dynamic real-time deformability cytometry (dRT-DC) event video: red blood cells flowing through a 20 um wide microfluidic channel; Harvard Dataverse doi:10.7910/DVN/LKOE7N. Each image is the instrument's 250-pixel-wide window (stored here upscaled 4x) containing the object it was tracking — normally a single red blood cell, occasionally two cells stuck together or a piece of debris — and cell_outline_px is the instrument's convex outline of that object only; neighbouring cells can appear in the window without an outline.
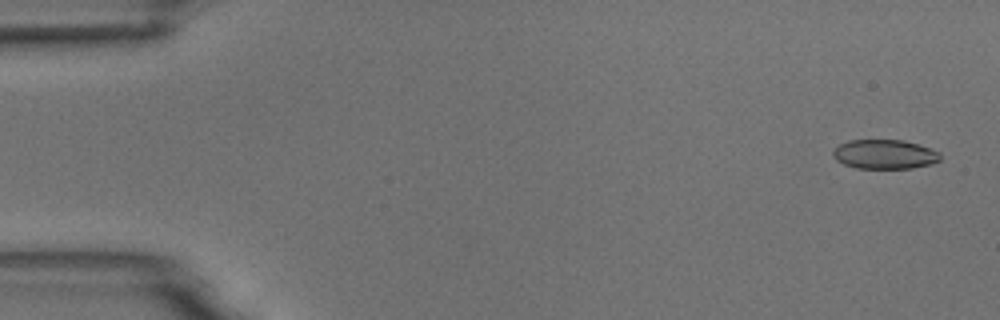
{"species": "common noctule bat (a hibernating species)", "species_latin": "Nyctalus noctula", "temperature_condition": "room temperature", "stored_images_in_passage": 55, "camera_frame_rate_fps": 3000, "um_per_image_px": 0.085, "animal": {"sex": "male", "body_mass_g": 18.8}, "frame": {"image": 1, "passage_image": 2, "time_ms": 0.333, "image_size_px": [1000, 320], "cell_outline_px": [[940, 160], [928, 164], [912, 168], [856, 168], [844, 164], [836, 160], [832, 156], [832, 152], [840, 144], [848, 140], [904, 140], [940, 152]], "centroid_in_image_um": [75.15, 13.11], "position_along_channel_um": 9.8, "area_um2": 18.15}}
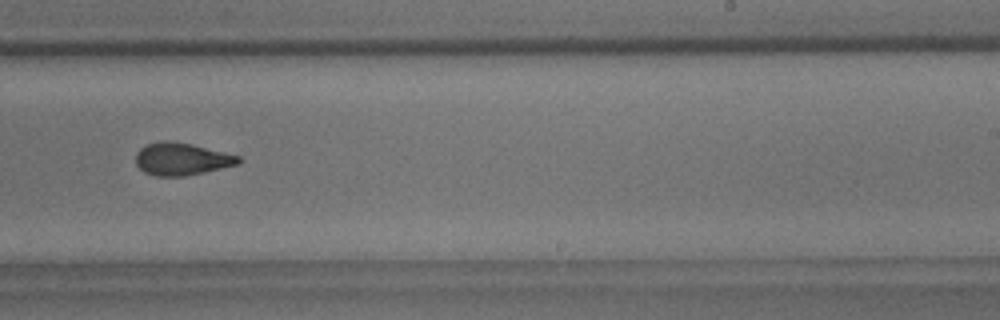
{"frame": {"image": 2, "passage_image": 34, "time_ms": 11.0, "image_size_px": [1000, 320], "cell_outline_px": [[244, 160], [236, 164], [204, 172], [184, 176], [156, 176], [144, 172], [136, 164], [136, 152], [144, 144], [164, 140], [168, 140], [192, 144], [240, 156]], "centroid_in_image_um": [15.41, 13.5], "position_along_channel_um": 273.6, "area_um2": 19.42}}
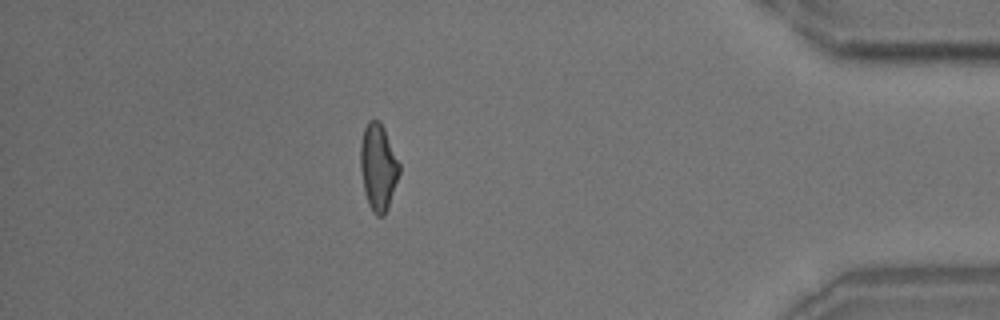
{"frame": {"image": 3, "passage_image": 48, "time_ms": 15.667, "image_size_px": [1000, 320], "cell_outline_px": [[400, 172], [388, 208], [384, 216], [376, 216], [372, 212], [368, 204], [364, 188], [360, 168], [360, 144], [364, 128], [368, 120], [380, 120], [384, 128], [400, 164]], "centroid_in_image_um": [32.14, 14.2], "position_along_channel_um": 403.1, "area_um2": 19.71}, "authors_computed_cell_mechanics": {"area_um2": 19.652, "velocity_mm_per_s": 3.698, "shape_relaxation_time_tau1_ms": 6.5174, "shape_relaxation_time_tau2_ms": 2.252, "deformation_change_tau1": 0.1708, "deformation_change_tau2": 0.0834}}